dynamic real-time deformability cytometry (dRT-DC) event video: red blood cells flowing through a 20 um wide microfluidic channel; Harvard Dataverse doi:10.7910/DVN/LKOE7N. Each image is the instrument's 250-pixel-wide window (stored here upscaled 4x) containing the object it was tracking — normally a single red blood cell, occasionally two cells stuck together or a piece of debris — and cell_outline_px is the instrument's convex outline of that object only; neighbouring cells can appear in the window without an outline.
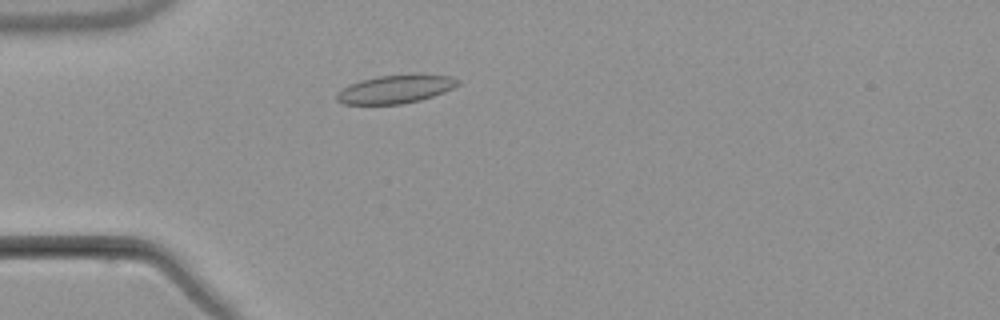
{"species": "common noctule bat (a hibernating species)", "species_latin": "Nyctalus noctula", "temperature_condition": "warm", "stored_images_in_passage": 2, "camera_frame_rate_fps": 3000, "um_per_image_px": 0.085, "animal": {"sex": "male", "body_mass_g": 21.5, "forearm_length_mm": 52.0}, "frame": {"image": 1, "passage_image": 2, "time_ms": 1.0, "image_size_px": [1000, 320], "cell_outline_px": [[460, 84], [444, 92], [420, 100], [400, 104], [344, 104], [336, 100], [336, 92], [360, 80], [376, 76], [412, 72], [420, 72], [452, 76], [460, 80]], "centroid_in_image_um": [33.68, 7.53], "position_along_channel_um": 51.3, "area_um2": 20.58}}